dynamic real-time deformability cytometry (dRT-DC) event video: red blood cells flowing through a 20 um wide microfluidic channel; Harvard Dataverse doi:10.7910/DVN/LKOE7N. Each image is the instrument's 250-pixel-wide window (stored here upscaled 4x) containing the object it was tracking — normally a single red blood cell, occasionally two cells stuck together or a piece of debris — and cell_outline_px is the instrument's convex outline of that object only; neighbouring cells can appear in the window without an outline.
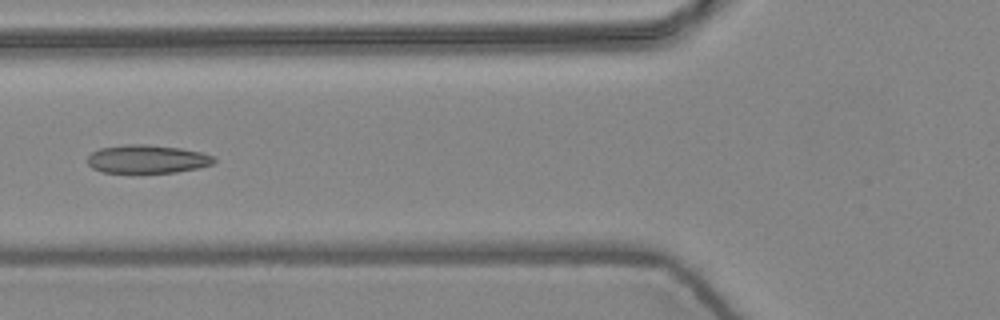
{"species": "common noctule bat (a hibernating species)", "species_latin": "Nyctalus noctula", "temperature_condition": "warm", "stored_images_in_passage": 11, "camera_frame_rate_fps": 3000, "um_per_image_px": 0.085, "animal": {"sex": "female", "body_mass_g": 24.6, "forearm_length_mm": 56.2}, "frame": {"image": 1, "passage_image": 2, "time_ms": 0.333, "image_size_px": [1000, 320], "cell_outline_px": [[216, 160], [212, 164], [196, 168], [176, 172], [132, 176], [100, 172], [92, 168], [88, 164], [88, 156], [92, 152], [100, 148], [124, 144], [144, 144], [180, 148], [200, 152], [216, 156]], "centroid_in_image_um": [12.45, 13.57], "position_along_channel_um": 113.3, "area_um2": 21.91}}
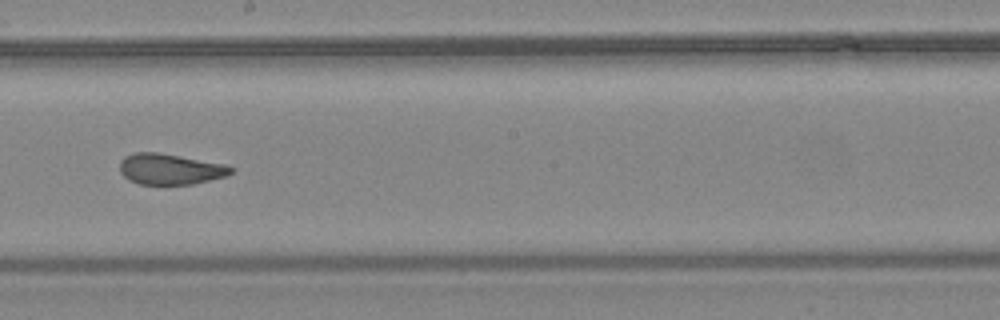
{"frame": {"image": 2, "passage_image": 5, "time_ms": 1.333, "image_size_px": [1000, 320], "cell_outline_px": [[232, 172], [224, 176], [192, 184], [140, 184], [128, 180], [120, 172], [120, 160], [124, 156], [136, 152], [156, 152], [224, 164], [232, 168]], "centroid_in_image_um": [14.39, 14.37], "position_along_channel_um": 233.8, "area_um2": 19.65}}
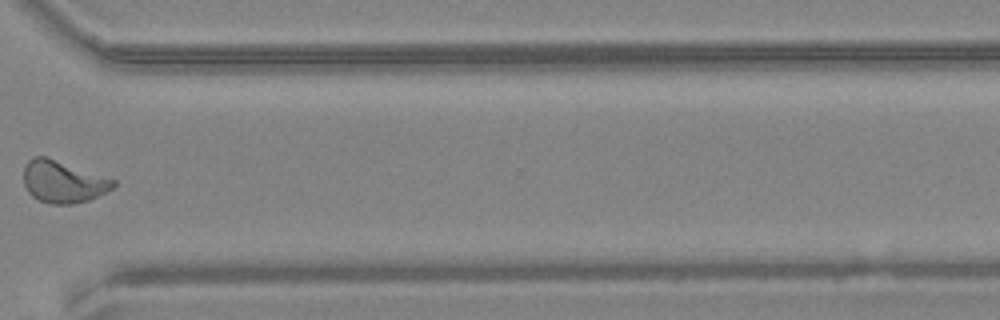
{"frame": {"image": 3, "passage_image": 8, "time_ms": 2.333, "image_size_px": [1000, 320], "cell_outline_px": [[116, 184], [112, 188], [88, 200], [72, 204], [48, 204], [32, 196], [28, 192], [24, 184], [24, 164], [32, 156], [44, 156], [116, 180]], "centroid_in_image_um": [5.32, 15.45], "position_along_channel_um": 365.3, "area_um2": 21.73}}